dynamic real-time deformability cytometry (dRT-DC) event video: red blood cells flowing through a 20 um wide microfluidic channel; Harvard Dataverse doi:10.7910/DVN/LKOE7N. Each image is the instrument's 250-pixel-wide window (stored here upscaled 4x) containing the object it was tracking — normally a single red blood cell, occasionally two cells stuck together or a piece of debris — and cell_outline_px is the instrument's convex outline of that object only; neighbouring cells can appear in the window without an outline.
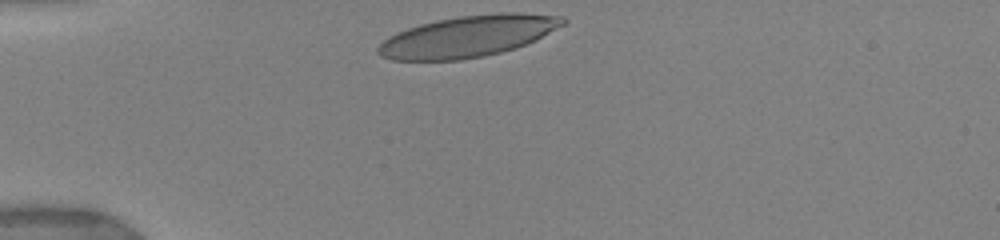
{"species": "human", "species_latin": "Homo sapiens", "temperature_condition": "warm", "stored_images_in_passage": 24, "camera_frame_rate_fps": 3000, "um_per_image_px": 0.085, "donor": {"sex": "female"}, "frame": {"image": 1, "passage_image": 1, "time_ms": 0.0, "image_size_px": [1000, 240], "cell_outline_px": [[568, 20], [564, 24], [516, 48], [484, 56], [460, 60], [392, 60], [380, 56], [376, 52], [376, 48], [388, 36], [396, 32], [420, 24], [436, 20], [460, 16], [500, 12], [520, 12], [564, 16]], "centroid_in_image_um": [39.74, 3.08], "position_along_channel_um": 45.3, "area_um2": 44.39}}
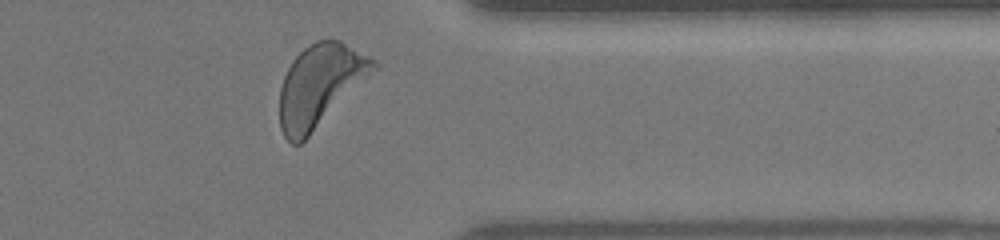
{"frame": {"image": 2, "passage_image": 24, "time_ms": 9.667, "image_size_px": [1000, 240], "cell_outline_px": [[380, 68], [300, 144], [292, 144], [284, 136], [280, 128], [280, 88], [284, 76], [288, 68], [296, 56], [308, 44], [316, 40], [340, 40], [376, 60], [380, 64]], "centroid_in_image_um": [27.24, 7.25], "position_along_channel_um": 384.2, "area_um2": 44.97}, "authors_computed_cell_mechanics": {"area_um2": 44.0147, "velocity_mm_per_s": 3.8707, "shape_relaxation_time_tau1_ms": 2.4973, "shape_relaxation_time_tau2_ms": null, "deformation_change_tau1": 0.1748, "deformation_change_tau2": null}}